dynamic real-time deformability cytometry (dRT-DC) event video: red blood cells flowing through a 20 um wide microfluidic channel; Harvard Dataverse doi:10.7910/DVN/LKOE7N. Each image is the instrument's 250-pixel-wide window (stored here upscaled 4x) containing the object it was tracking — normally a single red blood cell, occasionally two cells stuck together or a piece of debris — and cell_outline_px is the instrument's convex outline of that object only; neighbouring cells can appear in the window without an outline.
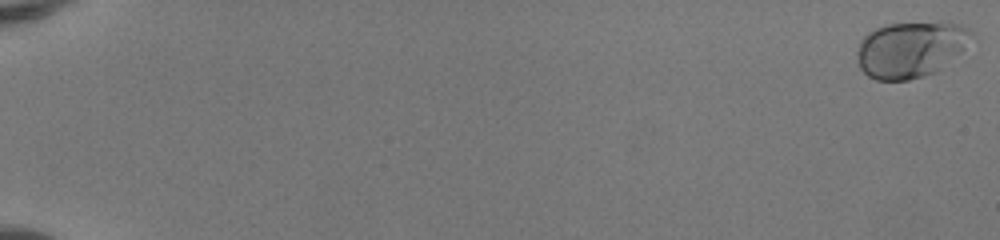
{"species": "human", "species_latin": "Homo sapiens", "temperature_condition": "room temperature", "stored_images_in_passage": 52, "camera_frame_rate_fps": 3000, "um_per_image_px": 0.085, "donor": {"sex": "female"}, "frame": {"image": 1, "passage_image": 1, "time_ms": 0.0, "image_size_px": [1000, 240], "cell_outline_px": [[972, 32], [964, 48], [960, 52], [936, 72], [924, 76], [908, 80], [876, 80], [868, 76], [860, 68], [856, 56], [856, 52], [860, 40], [868, 32], [876, 28], [888, 24], [940, 20], [964, 24]], "centroid_in_image_um": [77.39, 4.16], "position_along_channel_um": 7.6, "area_um2": 37.8}}
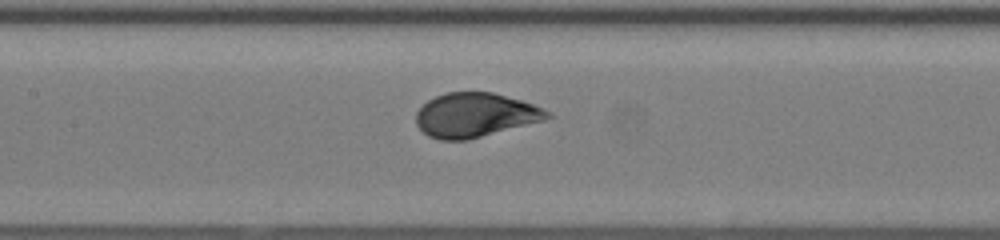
{"frame": {"image": 2, "passage_image": 28, "time_ms": 9.0, "image_size_px": [1000, 240], "cell_outline_px": [[556, 116], [544, 120], [468, 140], [440, 140], [428, 136], [416, 124], [416, 112], [428, 100], [436, 96], [448, 92], [492, 92], [520, 100], [544, 108], [552, 112]], "centroid_in_image_um": [40.41, 9.78], "position_along_channel_um": 167.0, "area_um2": 33.81}}
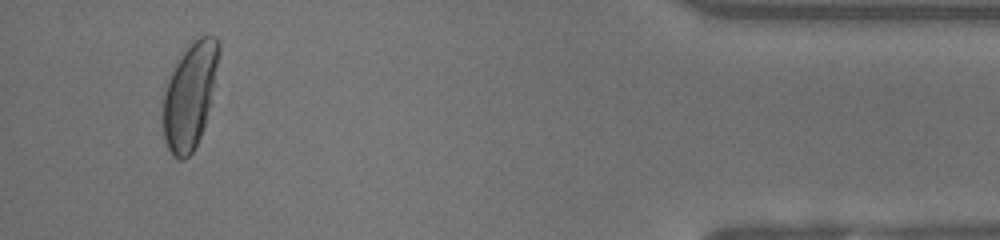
{"frame": {"image": 3, "passage_image": 50, "time_ms": 16.333, "image_size_px": [1000, 240], "cell_outline_px": [[220, 52], [204, 128], [192, 152], [184, 160], [176, 160], [172, 156], [164, 140], [160, 116], [160, 112], [164, 88], [180, 56], [192, 40], [200, 36], [216, 36], [220, 40]], "centroid_in_image_um": [16.08, 8.15], "position_along_channel_um": 419.1, "area_um2": 34.8}, "authors_computed_cell_mechanics": {"area_um2": 34.391, "velocity_mm_per_s": 4.1522, "shape_relaxation_time_tau1_ms": 3.1334, "shape_relaxation_time_tau2_ms": null, "deformation_change_tau1": 0.1431, "deformation_change_tau2": null}}